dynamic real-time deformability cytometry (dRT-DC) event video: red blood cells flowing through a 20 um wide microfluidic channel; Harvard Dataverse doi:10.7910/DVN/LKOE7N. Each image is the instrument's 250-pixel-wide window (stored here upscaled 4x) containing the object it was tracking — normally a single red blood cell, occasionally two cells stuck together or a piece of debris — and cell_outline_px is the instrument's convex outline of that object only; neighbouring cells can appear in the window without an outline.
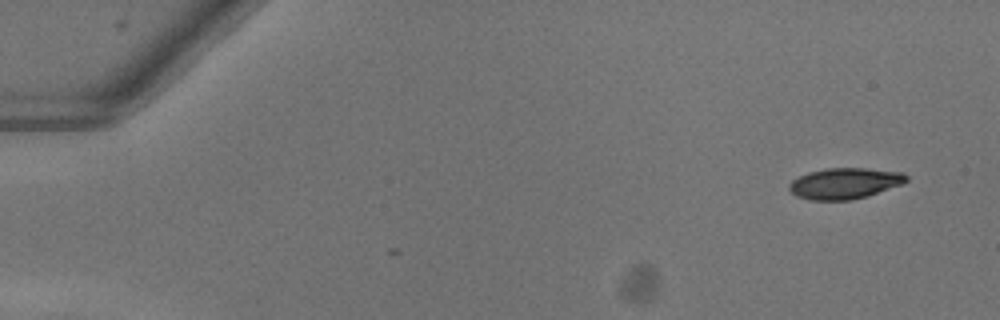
{"species": "common noctule bat (a hibernating species)", "species_latin": "Nyctalus noctula", "temperature_condition": "warm", "stored_images_in_passage": 17, "camera_frame_rate_fps": 3000, "um_per_image_px": 0.085, "animal": {"sex": "female"}, "frame": {"image": 1, "passage_image": 1, "time_ms": 0.0, "image_size_px": [1000, 320], "cell_outline_px": [[908, 180], [900, 184], [868, 196], [852, 200], [808, 200], [796, 196], [788, 188], [788, 184], [792, 180], [808, 172], [828, 168], [864, 168], [904, 172], [908, 176]], "centroid_in_image_um": [71.78, 15.59], "position_along_channel_um": 13.2, "area_um2": 21.15}}
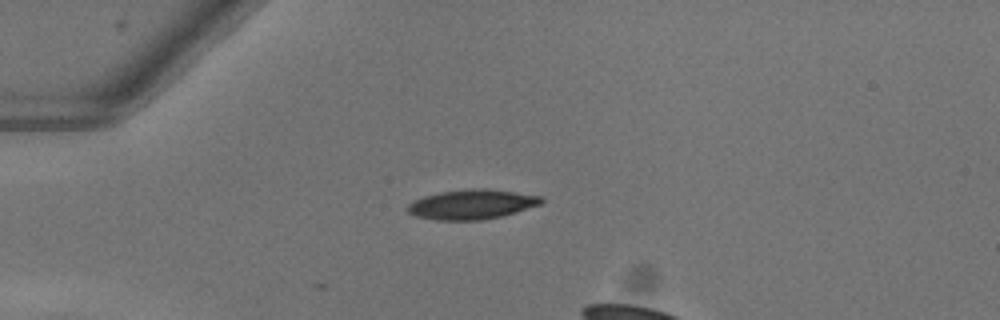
{"frame": {"image": 2, "passage_image": 12, "time_ms": 3.667, "image_size_px": [1000, 320], "cell_outline_px": [[544, 200], [540, 204], [504, 216], [480, 220], [436, 220], [416, 216], [408, 212], [408, 204], [424, 196], [440, 192], [472, 188], [484, 188], [544, 196]], "centroid_in_image_um": [40.13, 17.37], "position_along_channel_um": 44.9, "area_um2": 23.06}}